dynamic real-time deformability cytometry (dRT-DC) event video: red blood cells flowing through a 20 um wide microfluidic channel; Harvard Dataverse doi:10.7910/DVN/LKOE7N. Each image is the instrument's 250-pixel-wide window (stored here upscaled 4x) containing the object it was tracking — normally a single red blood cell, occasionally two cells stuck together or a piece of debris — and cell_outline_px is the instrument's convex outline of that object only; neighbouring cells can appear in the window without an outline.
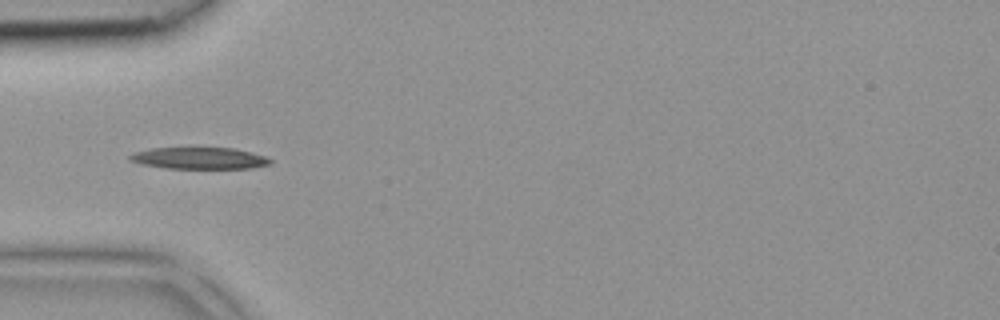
{"species": "common noctule bat (a hibernating species)", "species_latin": "Nyctalus noctula", "temperature_condition": "room temperature", "stored_images_in_passage": 28, "camera_frame_rate_fps": 3000, "um_per_image_px": 0.085, "animal": {"sex": "female", "body_mass_g": 18.4}, "frame": {"image": 1, "passage_image": 3, "time_ms": 0.667, "image_size_px": [1000, 320], "cell_outline_px": [[272, 164], [252, 168], [168, 168], [144, 164], [128, 160], [128, 156], [136, 152], [152, 148], [236, 148], [252, 152], [264, 156], [272, 160]], "centroid_in_image_um": [17.0, 13.44], "position_along_channel_um": 68.0, "area_um2": 17.57}}
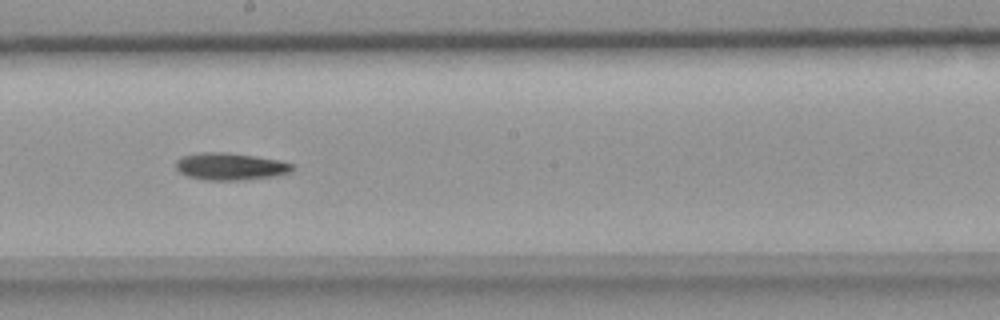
{"frame": {"image": 2, "passage_image": 13, "time_ms": 4.0, "image_size_px": [1000, 320], "cell_outline_px": [[292, 172], [272, 176], [236, 180], [204, 180], [188, 176], [180, 172], [176, 168], [176, 160], [184, 156], [200, 152], [228, 152], [280, 160], [292, 164]], "centroid_in_image_um": [19.55, 14.14], "position_along_channel_um": 228.6, "area_um2": 18.26}}
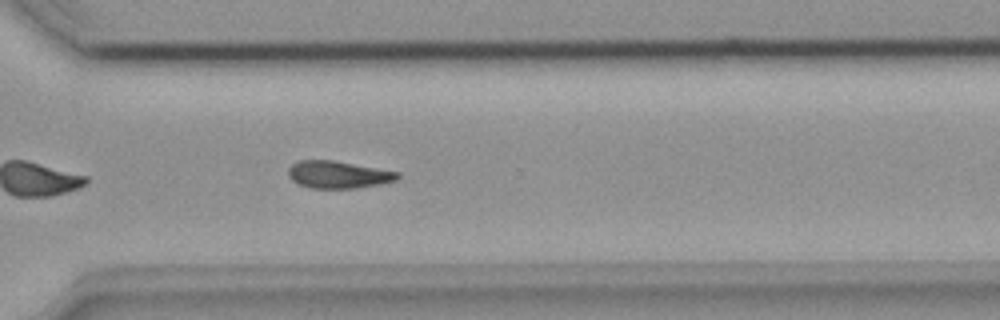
{"frame": {"image": 3, "passage_image": 20, "time_ms": 6.333, "image_size_px": [1000, 320], "cell_outline_px": [[400, 176], [396, 180], [380, 184], [356, 188], [312, 188], [300, 184], [292, 180], [288, 176], [288, 168], [296, 160], [332, 160], [400, 172]], "centroid_in_image_um": [28.73, 14.83], "position_along_channel_um": 341.9, "area_um2": 17.34}}